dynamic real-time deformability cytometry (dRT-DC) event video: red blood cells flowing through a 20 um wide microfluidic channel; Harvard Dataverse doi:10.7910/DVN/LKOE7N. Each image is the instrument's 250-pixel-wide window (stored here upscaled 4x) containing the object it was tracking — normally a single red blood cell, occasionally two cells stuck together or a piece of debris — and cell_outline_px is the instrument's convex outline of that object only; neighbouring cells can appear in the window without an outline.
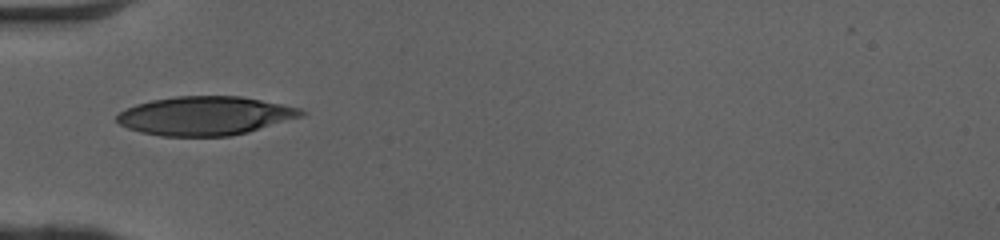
{"species": "human", "species_latin": "Homo sapiens", "temperature_condition": "cold", "stored_images_in_passage": 34, "camera_frame_rate_fps": 3000, "um_per_image_px": 0.085, "donor": {"sex": "female"}, "frame": {"image": 1, "passage_image": 1, "time_ms": 0.0, "image_size_px": [1000, 240], "cell_outline_px": [[308, 112], [304, 116], [248, 132], [232, 136], [160, 136], [140, 132], [128, 128], [120, 124], [116, 120], [116, 116], [120, 112], [136, 104], [152, 100], [176, 96], [240, 96], [300, 108]], "centroid_in_image_um": [17.45, 9.85], "position_along_channel_um": 67.5, "area_um2": 41.62}}
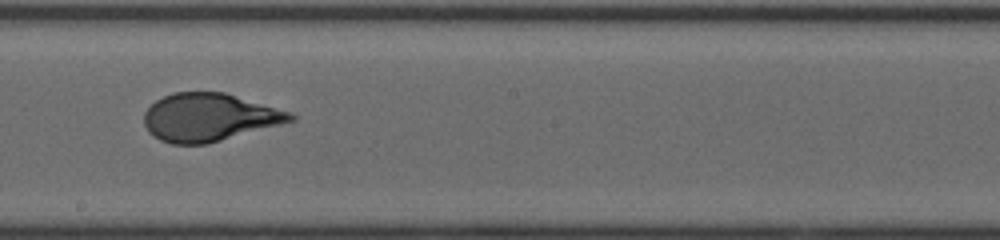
{"frame": {"image": 2, "passage_image": 13, "time_ms": 4.0, "image_size_px": [1000, 240], "cell_outline_px": [[296, 120], [208, 144], [172, 144], [160, 140], [148, 132], [144, 124], [144, 112], [156, 100], [172, 92], [224, 92], [292, 112], [296, 116]], "centroid_in_image_um": [17.78, 9.97], "position_along_channel_um": 230.4, "area_um2": 40.92}}
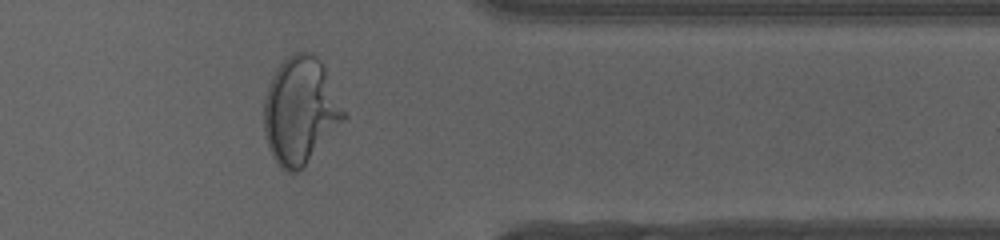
{"frame": {"image": 3, "passage_image": 25, "time_ms": 8.0, "image_size_px": [1000, 240], "cell_outline_px": [[348, 116], [300, 172], [292, 176], [284, 172], [280, 168], [272, 156], [268, 148], [264, 136], [264, 100], [268, 84], [276, 68], [292, 52], [308, 52], [316, 56], [320, 60]], "centroid_in_image_um": [25.51, 9.47], "position_along_channel_um": 385.9, "area_um2": 50.23}, "authors_computed_cell_mechanics": {"area_um2": 41.616, "velocity_mm_per_s": 4.1038, "shape_relaxation_time_tau1_ms": 5.1964, "shape_relaxation_time_tau2_ms": null, "deformation_change_tau1": 0.24, "deformation_change_tau2": null}}